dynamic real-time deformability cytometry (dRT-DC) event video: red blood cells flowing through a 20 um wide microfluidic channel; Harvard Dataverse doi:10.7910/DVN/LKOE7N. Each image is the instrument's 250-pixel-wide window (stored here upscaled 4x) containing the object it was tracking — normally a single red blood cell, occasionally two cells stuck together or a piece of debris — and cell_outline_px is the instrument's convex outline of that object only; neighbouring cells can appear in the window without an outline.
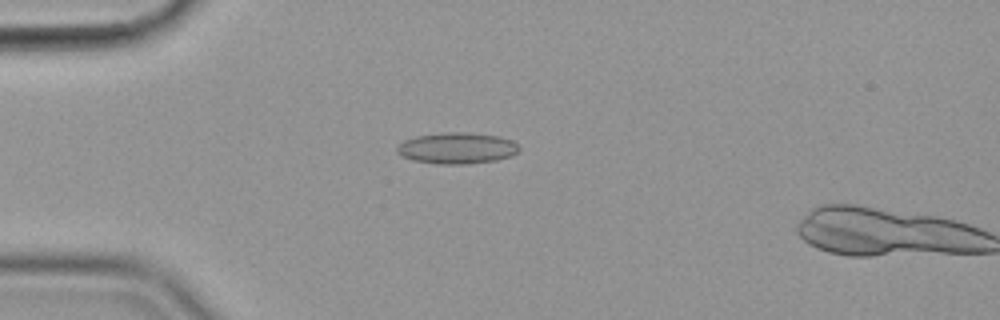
{"species": "common noctule bat (a hibernating species)", "species_latin": "Nyctalus noctula", "temperature_condition": "cold", "stored_images_in_passage": 17, "camera_frame_rate_fps": 3000, "um_per_image_px": 0.085, "animal": {"sex": "female", "body_mass_g": 19.9}, "frame": {"image": 1, "passage_image": 15, "time_ms": 4.667, "image_size_px": [1000, 320], "cell_outline_px": [[520, 148], [512, 156], [496, 160], [468, 164], [436, 164], [412, 160], [396, 152], [396, 148], [404, 140], [416, 136], [444, 132], [468, 132], [500, 136], [512, 140]], "centroid_in_image_um": [38.85, 12.59], "position_along_channel_um": 46.2, "area_um2": 22.31}}